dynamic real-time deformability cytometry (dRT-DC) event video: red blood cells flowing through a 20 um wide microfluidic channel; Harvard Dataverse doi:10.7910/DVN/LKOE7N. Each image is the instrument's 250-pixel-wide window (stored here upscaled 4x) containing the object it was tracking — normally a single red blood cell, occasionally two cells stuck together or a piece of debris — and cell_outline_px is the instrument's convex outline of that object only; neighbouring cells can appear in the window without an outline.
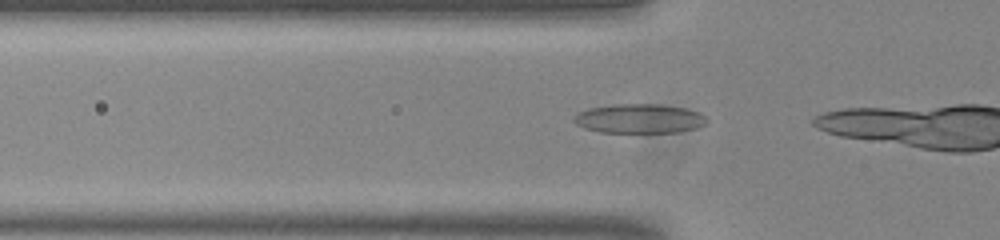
{"species": "common noctule bat (a hibernating species)", "species_latin": "Nyctalus noctula", "temperature_condition": "room temperature", "stored_images_in_passage": 6, "camera_frame_rate_fps": 3000, "um_per_image_px": 0.085, "animal": {"sex": "male", "body_mass_g": 20.0, "forearm_length_mm": 53.3}, "frame": {"image": 1, "passage_image": 2, "time_ms": 0.333, "image_size_px": [1000, 240], "cell_outline_px": [[708, 124], [696, 128], [680, 132], [600, 132], [584, 128], [576, 124], [572, 120], [576, 112], [588, 108], [616, 104], [656, 104], [684, 108], [700, 112], [708, 120]], "centroid_in_image_um": [54.34, 10.08], "position_along_channel_um": 71.5, "area_um2": 22.83}}